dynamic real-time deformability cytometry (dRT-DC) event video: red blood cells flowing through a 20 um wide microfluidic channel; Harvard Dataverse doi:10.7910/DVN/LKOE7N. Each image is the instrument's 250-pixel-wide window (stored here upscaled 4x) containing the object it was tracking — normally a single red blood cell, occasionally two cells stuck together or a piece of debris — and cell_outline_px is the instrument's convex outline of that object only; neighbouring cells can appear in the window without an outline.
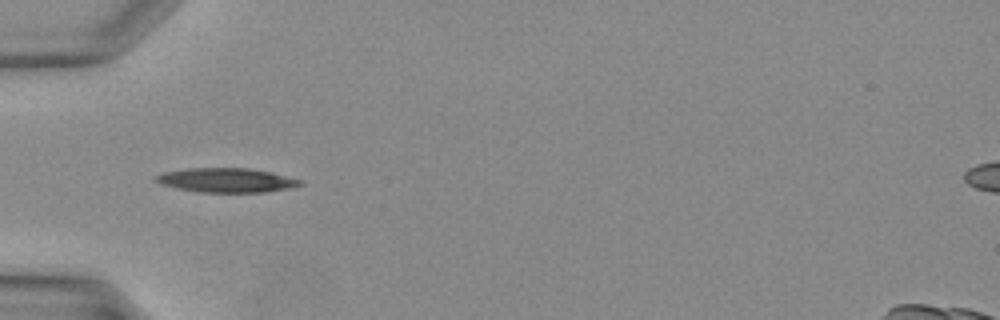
{"species": "Egyptian fruit bat (a non-hibernating species)", "species_latin": "Rousettus aegyptiacus", "temperature_condition": "warm", "stored_images_in_passage": 30, "camera_frame_rate_fps": 3000, "um_per_image_px": 0.085, "animal": {"sex": "female"}, "frame": {"image": 1, "passage_image": 5, "time_ms": 1.333, "image_size_px": [1000, 320], "cell_outline_px": [[304, 184], [288, 188], [264, 192], [200, 192], [180, 188], [164, 184], [152, 180], [156, 176], [164, 172], [188, 168], [248, 168], [272, 172], [300, 180]], "centroid_in_image_um": [19.26, 15.31], "position_along_channel_um": 65.7, "area_um2": 20.11}}
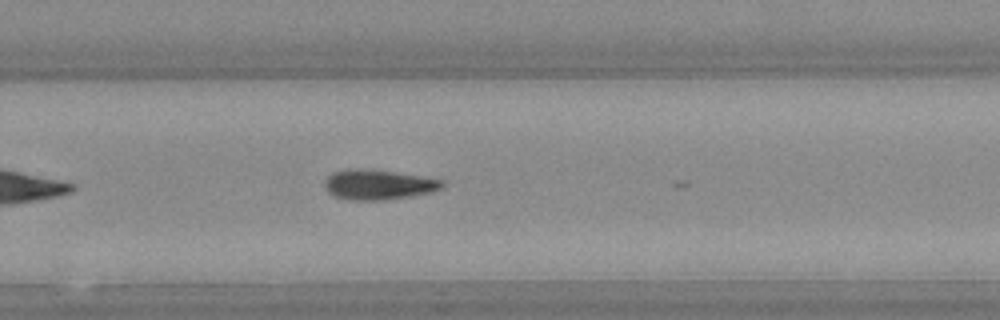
{"frame": {"image": 2, "passage_image": 18, "time_ms": 5.667, "image_size_px": [1000, 320], "cell_outline_px": [[444, 184], [440, 188], [432, 192], [384, 200], [348, 200], [336, 196], [328, 192], [324, 184], [324, 180], [332, 172], [392, 172], [444, 180]], "centroid_in_image_um": [32.19, 15.75], "position_along_channel_um": 297.6, "area_um2": 19.31}}
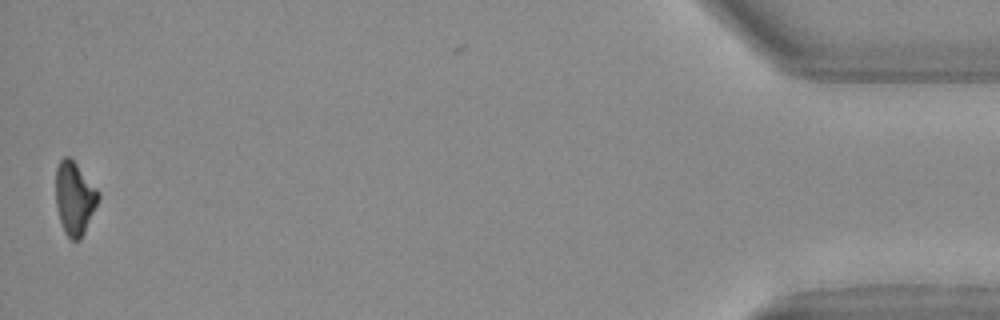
{"frame": {"image": 3, "passage_image": 30, "time_ms": 9.667, "image_size_px": [1000, 320], "cell_outline_px": [[100, 196], [84, 232], [80, 240], [72, 240], [68, 236], [60, 220], [56, 208], [56, 168], [60, 160], [64, 156], [68, 156], [76, 164], [100, 192]], "centroid_in_image_um": [6.33, 16.83], "position_along_channel_um": 428.9, "area_um2": 17.74}}